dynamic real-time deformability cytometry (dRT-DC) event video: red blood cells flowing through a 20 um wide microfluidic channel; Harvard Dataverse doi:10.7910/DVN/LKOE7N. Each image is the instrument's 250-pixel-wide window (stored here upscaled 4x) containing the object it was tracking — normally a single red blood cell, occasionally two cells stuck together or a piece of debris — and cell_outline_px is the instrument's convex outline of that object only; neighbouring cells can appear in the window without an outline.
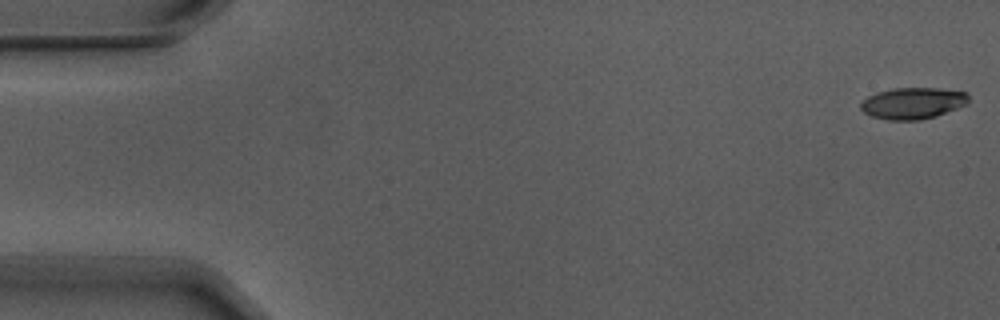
{"species": "Egyptian fruit bat (a non-hibernating species)", "species_latin": "Rousettus aegyptiacus", "temperature_condition": "warm", "stored_images_in_passage": 5, "segment_of_instrument_passage": [2, 2], "camera_frame_rate_fps": 3000, "um_per_image_px": 0.085, "animal": {"sex": "male"}, "frame": {"image": 1, "passage_image": 5, "time_ms": 1.333, "image_size_px": [1000, 320], "cell_outline_px": [[968, 100], [964, 104], [956, 108], [936, 116], [920, 120], [888, 120], [872, 116], [864, 112], [860, 108], [860, 104], [868, 96], [876, 92], [892, 88], [940, 88], [968, 92]], "centroid_in_image_um": [77.57, 8.76], "position_along_channel_um": 7.4, "area_um2": 19.71}}